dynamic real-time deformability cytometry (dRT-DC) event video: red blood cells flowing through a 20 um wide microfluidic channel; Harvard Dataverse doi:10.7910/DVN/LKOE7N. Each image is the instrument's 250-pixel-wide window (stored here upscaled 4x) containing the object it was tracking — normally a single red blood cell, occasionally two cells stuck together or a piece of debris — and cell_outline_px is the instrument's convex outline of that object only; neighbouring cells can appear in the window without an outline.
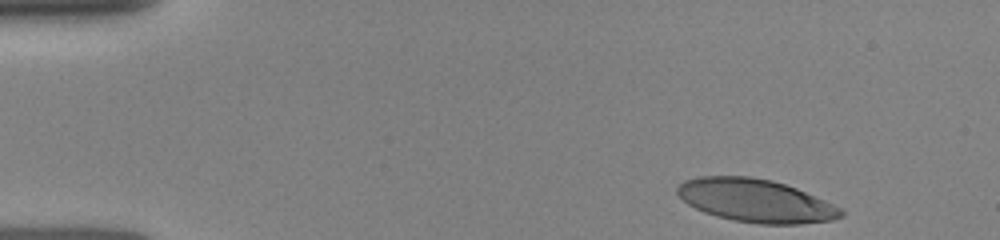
{"species": "human", "species_latin": "Homo sapiens", "temperature_condition": "room temperature", "stored_images_in_passage": 37, "camera_frame_rate_fps": 3000, "um_per_image_px": 0.085, "donor": {"sex": "female"}, "frame": {"image": 1, "passage_image": 1, "time_ms": 0.0, "image_size_px": [1000, 240], "cell_outline_px": [[844, 216], [832, 220], [800, 224], [760, 224], [732, 220], [716, 216], [704, 212], [688, 204], [676, 192], [676, 188], [684, 180], [700, 176], [752, 176], [772, 180], [796, 188], [844, 208]], "centroid_in_image_um": [64.26, 17.05], "position_along_channel_um": 20.7, "area_um2": 41.21}}
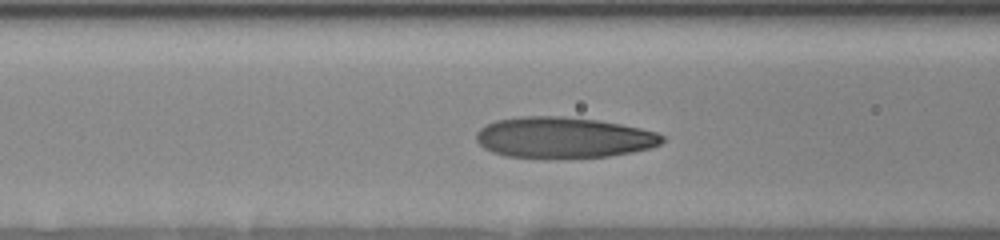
{"frame": {"image": 2, "passage_image": 26, "time_ms": 4.667, "image_size_px": [1000, 240], "cell_outline_px": [[664, 140], [660, 144], [652, 148], [632, 152], [608, 156], [504, 156], [492, 152], [484, 148], [476, 140], [476, 132], [480, 128], [496, 120], [520, 116], [564, 116], [596, 120], [620, 124], [640, 128], [656, 132], [664, 136]], "centroid_in_image_um": [47.9, 11.66], "position_along_channel_um": 118.7, "area_um2": 43.64}}
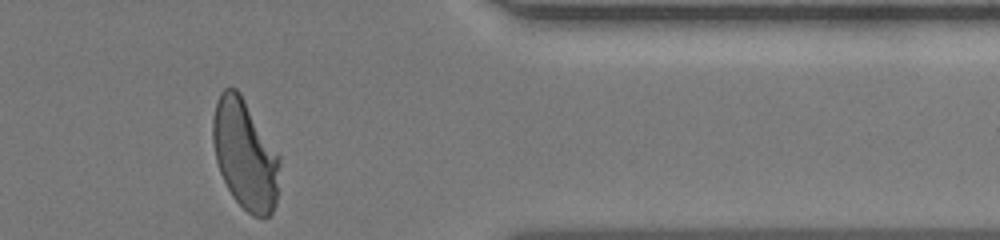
{"frame": {"image": 3, "passage_image": 37, "time_ms": 11.667, "image_size_px": [1000, 240], "cell_outline_px": [[280, 160], [276, 204], [272, 212], [268, 216], [252, 216], [232, 196], [220, 172], [216, 160], [212, 140], [212, 120], [216, 100], [220, 92], [224, 88], [236, 88], [240, 92], [280, 156]], "centroid_in_image_um": [20.81, 13.11], "position_along_channel_um": 390.6, "area_um2": 42.66}}